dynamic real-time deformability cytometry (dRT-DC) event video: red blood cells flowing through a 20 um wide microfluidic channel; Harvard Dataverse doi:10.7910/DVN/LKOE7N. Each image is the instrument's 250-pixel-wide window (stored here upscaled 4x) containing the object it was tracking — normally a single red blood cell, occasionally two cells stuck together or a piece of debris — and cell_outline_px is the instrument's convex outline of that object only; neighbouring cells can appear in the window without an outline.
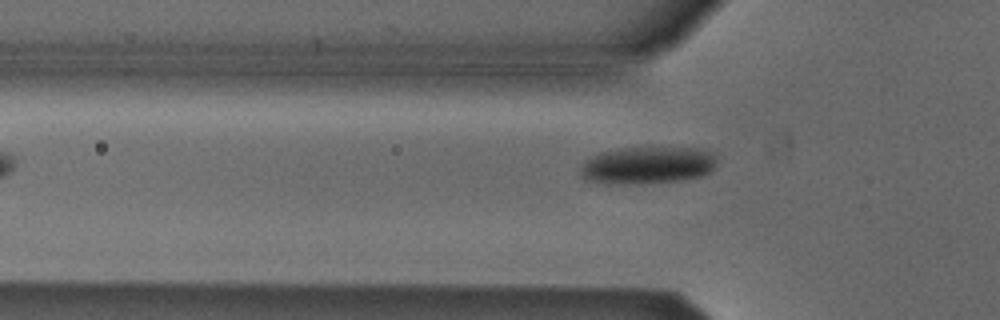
{"species": "Egyptian fruit bat (a non-hibernating species)", "species_latin": "Rousettus aegyptiacus", "temperature_condition": "cold", "stored_images_in_passage": 5, "camera_frame_rate_fps": 3000, "um_per_image_px": 0.085, "animal": {"sex": "male"}, "frame": {"image": 1, "passage_image": 5, "time_ms": 1.333, "image_size_px": [1000, 320], "cell_outline_px": [[712, 168], [708, 172], [700, 176], [676, 180], [588, 180], [580, 172], [580, 164], [584, 160], [600, 152], [620, 148], [652, 144], [700, 148], [708, 152], [712, 156]], "centroid_in_image_um": [55.04, 13.9], "position_along_channel_um": 70.8, "area_um2": 28.55}}